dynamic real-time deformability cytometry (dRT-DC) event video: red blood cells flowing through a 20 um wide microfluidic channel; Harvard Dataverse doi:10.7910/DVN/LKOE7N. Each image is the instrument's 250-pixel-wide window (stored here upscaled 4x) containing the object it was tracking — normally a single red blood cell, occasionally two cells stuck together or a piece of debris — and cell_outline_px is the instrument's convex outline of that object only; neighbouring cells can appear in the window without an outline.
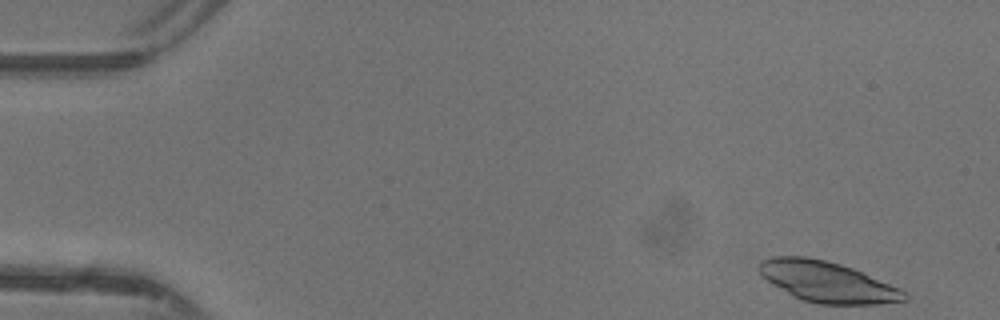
{"species": "common noctule bat (a hibernating species)", "species_latin": "Nyctalus noctula", "temperature_condition": "warm", "stored_images_in_passage": 45, "camera_frame_rate_fps": 3000, "um_per_image_px": 0.085, "animal": {"sex": "female"}, "frame": {"image": 1, "passage_image": 1, "time_ms": 0.0, "image_size_px": [1000, 320], "cell_outline_px": [[908, 300], [880, 304], [816, 304], [800, 300], [792, 296], [772, 284], [756, 268], [760, 260], [772, 256], [808, 256], [840, 264], [852, 268], [900, 288], [908, 296]], "centroid_in_image_um": [70.29, 23.96], "position_along_channel_um": 14.7, "area_um2": 34.56}}